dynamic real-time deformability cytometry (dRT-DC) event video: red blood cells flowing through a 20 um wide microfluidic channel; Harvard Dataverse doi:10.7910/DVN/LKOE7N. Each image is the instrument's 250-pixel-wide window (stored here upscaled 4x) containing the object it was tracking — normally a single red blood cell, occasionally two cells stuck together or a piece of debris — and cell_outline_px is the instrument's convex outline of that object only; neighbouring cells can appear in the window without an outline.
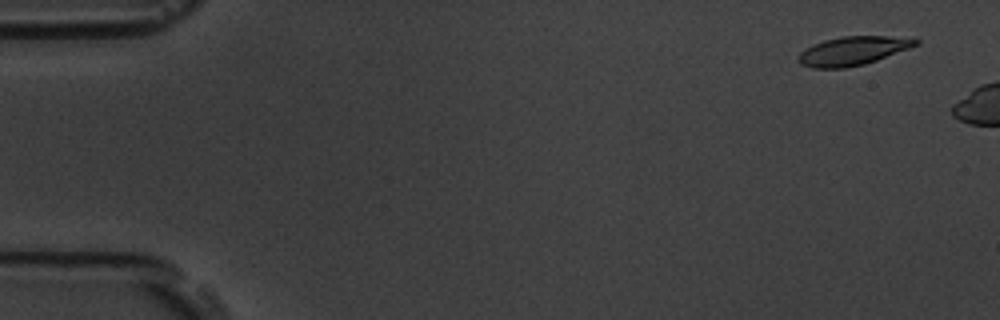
{"species": "common noctule bat (a hibernating species)", "species_latin": "Nyctalus noctula", "temperature_condition": "room temperature", "stored_images_in_passage": 8, "camera_frame_rate_fps": 3000, "um_per_image_px": 0.085, "animal": {"sex": "male", "body_mass_g": 19.5, "forearm_length_mm": 54.6}, "frame": {"image": 1, "passage_image": 3, "time_ms": 0.667, "image_size_px": [1000, 320], "cell_outline_px": [[920, 44], [876, 60], [864, 64], [844, 68], [812, 68], [800, 64], [796, 60], [800, 52], [804, 48], [812, 44], [824, 40], [840, 36], [888, 36], [920, 40]], "centroid_in_image_um": [72.42, 4.32], "position_along_channel_um": 12.6, "area_um2": 19.65}}